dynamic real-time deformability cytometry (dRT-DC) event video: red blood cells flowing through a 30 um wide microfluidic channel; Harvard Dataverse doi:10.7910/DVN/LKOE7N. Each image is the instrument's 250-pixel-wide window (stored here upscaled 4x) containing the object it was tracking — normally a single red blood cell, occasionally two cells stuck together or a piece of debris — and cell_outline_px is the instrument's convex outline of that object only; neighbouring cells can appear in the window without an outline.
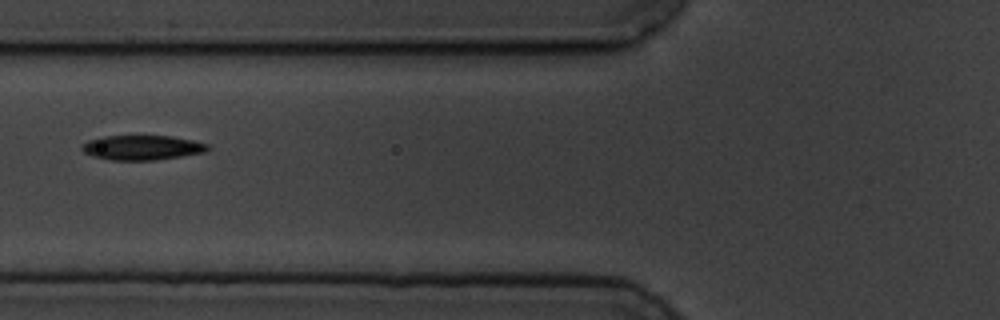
{"species": "common noctule bat (a hibernating species)", "species_latin": "Nyctalus noctula", "temperature_condition": "cold", "stored_images_in_passage": 8, "camera_frame_rate_fps": 3000, "um_per_image_px": 0.085, "animal": {"sex": "male", "body_mass_g": 19.5, "forearm_length_mm": 54.6}, "frame": {"image": 1, "passage_image": 4, "time_ms": 3.333, "image_size_px": [1000, 320], "cell_outline_px": [[212, 148], [208, 152], [156, 160], [112, 160], [92, 156], [84, 152], [80, 148], [88, 140], [104, 136], [172, 136], [192, 140], [208, 144]], "centroid_in_image_um": [12.13, 12.55], "position_along_channel_um": 113.7, "area_um2": 18.21}}
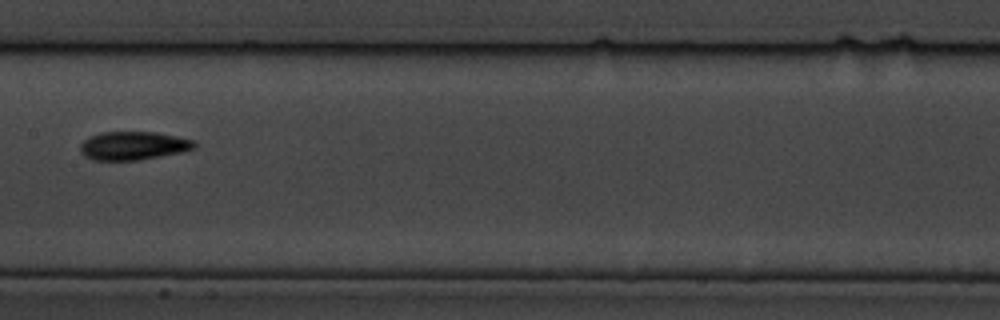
{"frame": {"image": 2, "passage_image": 6, "time_ms": 5.667, "image_size_px": [1000, 320], "cell_outline_px": [[196, 148], [180, 152], [160, 156], [136, 160], [92, 160], [84, 156], [80, 152], [80, 144], [88, 136], [100, 132], [156, 132], [176, 136], [192, 140], [196, 144]], "centroid_in_image_um": [11.28, 12.38], "position_along_channel_um": 196.1, "area_um2": 18.9}}
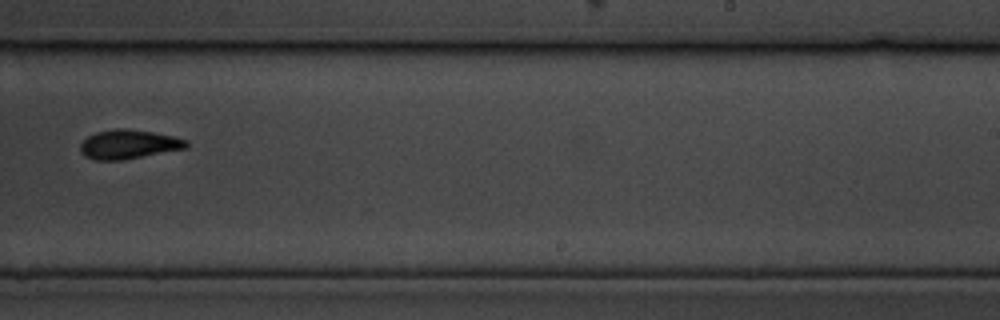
{"frame": {"image": 3, "passage_image": 8, "time_ms": 8.0, "image_size_px": [1000, 320], "cell_outline_px": [[188, 148], [124, 160], [92, 160], [84, 156], [80, 152], [80, 144], [88, 136], [96, 132], [116, 128], [124, 128], [152, 132], [172, 136], [188, 140]], "centroid_in_image_um": [10.92, 12.28], "position_along_channel_um": 278.1, "area_um2": 18.15}}